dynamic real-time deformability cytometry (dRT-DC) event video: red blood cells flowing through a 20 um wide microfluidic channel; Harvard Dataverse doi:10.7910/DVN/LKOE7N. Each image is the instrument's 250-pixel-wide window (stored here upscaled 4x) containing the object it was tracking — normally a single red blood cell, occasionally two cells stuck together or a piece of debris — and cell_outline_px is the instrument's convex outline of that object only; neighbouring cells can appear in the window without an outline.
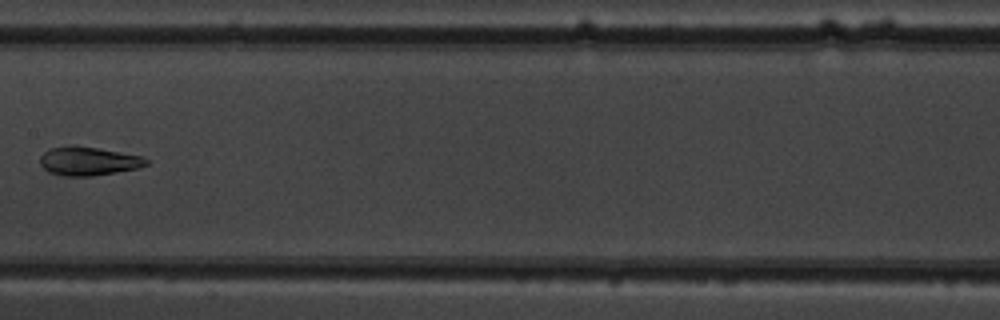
{"species": "common noctule bat (a hibernating species)", "species_latin": "Nyctalus noctula", "temperature_condition": "warm", "stored_images_in_passage": 8, "camera_frame_rate_fps": 3000, "um_per_image_px": 0.085, "animal": {"sex": "male", "body_mass_g": 19.5, "forearm_length_mm": 54.6}, "frame": {"image": 1, "passage_image": 6, "time_ms": 6.0, "image_size_px": [1000, 320], "cell_outline_px": [[148, 164], [136, 168], [116, 172], [92, 176], [60, 176], [48, 172], [40, 164], [40, 156], [48, 148], [68, 144], [96, 148], [144, 156], [148, 160]], "centroid_in_image_um": [7.46, 13.68], "position_along_channel_um": 199.9, "area_um2": 17.92}}
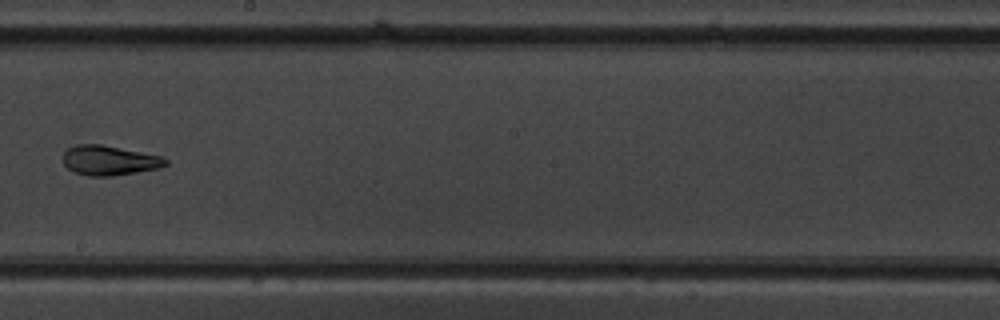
{"frame": {"image": 2, "passage_image": 7, "time_ms": 7.0, "image_size_px": [1000, 320], "cell_outline_px": [[168, 164], [160, 168], [112, 176], [88, 176], [76, 172], [68, 168], [64, 164], [64, 152], [68, 148], [76, 144], [100, 144], [160, 156], [168, 160]], "centroid_in_image_um": [9.29, 13.64], "position_along_channel_um": 238.9, "area_um2": 17.57}}
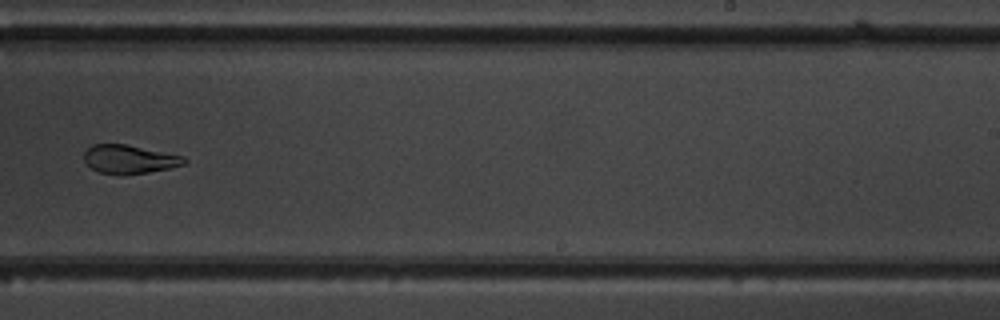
{"frame": {"image": 3, "passage_image": 8, "time_ms": 8.0, "image_size_px": [1000, 320], "cell_outline_px": [[188, 160], [184, 164], [168, 168], [148, 172], [120, 176], [116, 176], [100, 172], [92, 168], [84, 160], [84, 152], [92, 144], [124, 144], [184, 156]], "centroid_in_image_um": [10.97, 13.55], "position_along_channel_um": 278.0, "area_um2": 16.7}}